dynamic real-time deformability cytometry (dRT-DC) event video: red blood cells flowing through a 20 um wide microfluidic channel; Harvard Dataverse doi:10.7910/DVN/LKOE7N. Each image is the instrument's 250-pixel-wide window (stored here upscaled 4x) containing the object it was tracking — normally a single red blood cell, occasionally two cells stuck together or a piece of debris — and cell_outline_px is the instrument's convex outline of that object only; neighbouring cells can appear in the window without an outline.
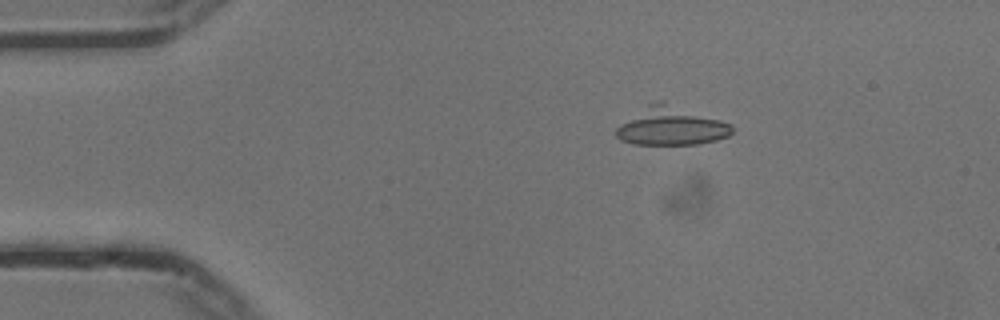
{"species": "common noctule bat (a hibernating species)", "species_latin": "Nyctalus noctula", "temperature_condition": "cold", "stored_images_in_passage": 11, "camera_frame_rate_fps": 3000, "um_per_image_px": 0.085, "animal": {"sex": "male", "body_mass_g": 13.3}, "frame": {"image": 1, "passage_image": 1, "time_ms": 0.0, "image_size_px": [1000, 320], "cell_outline_px": [[732, 132], [728, 136], [716, 140], [700, 144], [632, 144], [620, 140], [616, 136], [616, 128], [620, 124], [648, 104], [660, 100], [664, 100], [732, 124]], "centroid_in_image_um": [57.06, 10.72], "position_along_channel_um": 27.9, "area_um2": 25.84}}
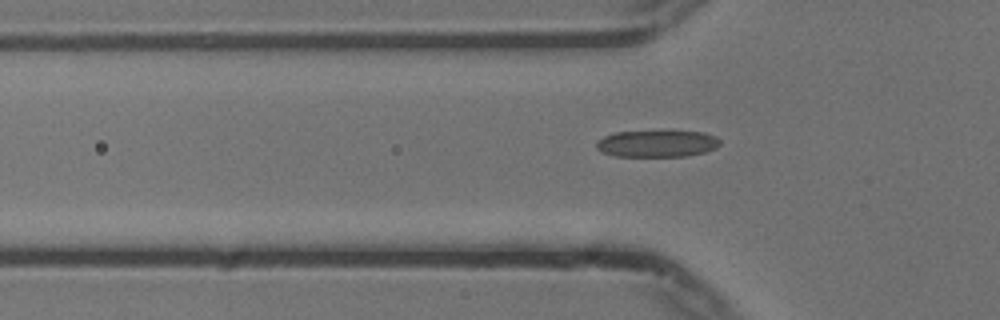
{"frame": {"image": 2, "passage_image": 9, "time_ms": 2.667, "image_size_px": [1000, 320], "cell_outline_px": [[720, 144], [716, 148], [704, 152], [684, 156], [616, 156], [604, 152], [596, 148], [596, 140], [604, 136], [616, 132], [664, 128], [704, 132], [716, 136], [720, 140]], "centroid_in_image_um": [55.87, 12.14], "position_along_channel_um": 69.9, "area_um2": 20.29}}